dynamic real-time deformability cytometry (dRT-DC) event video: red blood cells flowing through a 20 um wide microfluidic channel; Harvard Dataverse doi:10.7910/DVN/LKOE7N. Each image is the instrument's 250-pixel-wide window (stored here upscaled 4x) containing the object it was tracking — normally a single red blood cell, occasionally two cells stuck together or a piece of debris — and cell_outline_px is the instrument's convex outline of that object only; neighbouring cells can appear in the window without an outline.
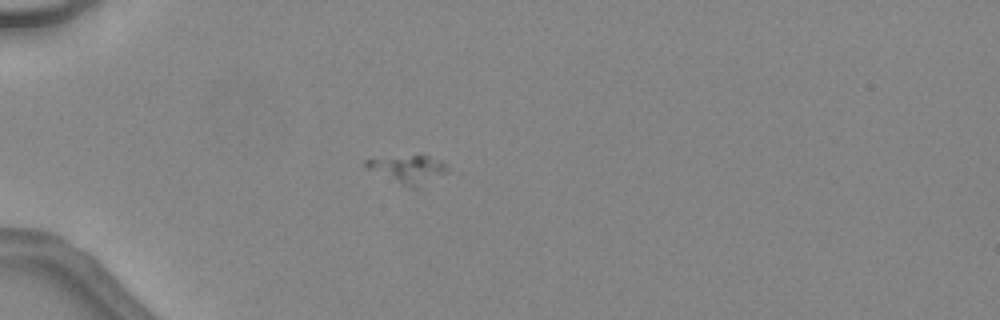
{"species": "common noctule bat (a hibernating species)", "species_latin": "Nyctalus noctula", "temperature_condition": "warm", "stored_images_in_passage": 34, "camera_frame_rate_fps": 3000, "um_per_image_px": 0.085, "animal": {"sex": "female", "body_mass_g": 24.6, "forearm_length_mm": 56.2}, "frame": {"image": 1, "passage_image": 1, "time_ms": 0.0, "image_size_px": [1000, 320], "cell_outline_px": [[448, 172], [412, 188], [368, 168], [364, 164], [364, 160], [412, 156], [428, 156], [444, 160], [448, 168]], "centroid_in_image_um": [34.77, 14.35], "position_along_channel_um": 50.2, "area_um2": 12.37}}
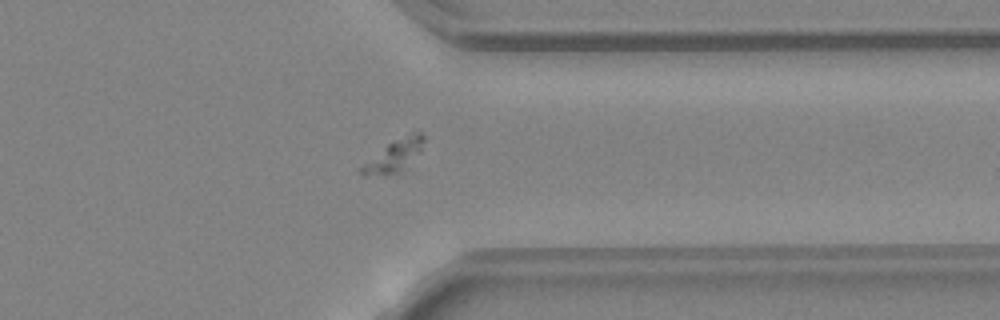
{"frame": {"image": 2, "passage_image": 25, "time_ms": 8.0, "image_size_px": [1000, 320], "cell_outline_px": [[424, 140], [420, 152], [400, 172], [384, 176], [364, 176], [356, 168], [388, 144], [412, 132], [420, 132], [424, 136]], "centroid_in_image_um": [33.44, 13.29], "position_along_channel_um": 378.0, "area_um2": 11.62}}
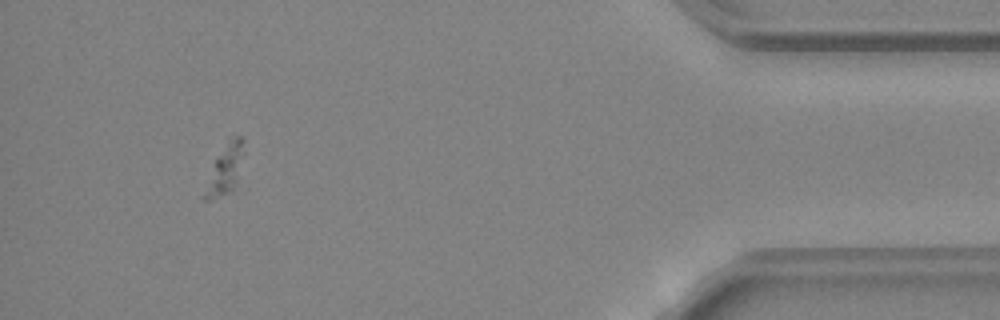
{"frame": {"image": 3, "passage_image": 31, "time_ms": 10.0, "image_size_px": [1000, 320], "cell_outline_px": [[244, 152], [236, 180], [232, 188], [228, 192], [208, 200], [204, 200], [204, 192], [216, 160], [228, 140], [236, 136], [244, 136]], "centroid_in_image_um": [19.18, 14.34], "position_along_channel_um": 416.0, "area_um2": 10.4}}